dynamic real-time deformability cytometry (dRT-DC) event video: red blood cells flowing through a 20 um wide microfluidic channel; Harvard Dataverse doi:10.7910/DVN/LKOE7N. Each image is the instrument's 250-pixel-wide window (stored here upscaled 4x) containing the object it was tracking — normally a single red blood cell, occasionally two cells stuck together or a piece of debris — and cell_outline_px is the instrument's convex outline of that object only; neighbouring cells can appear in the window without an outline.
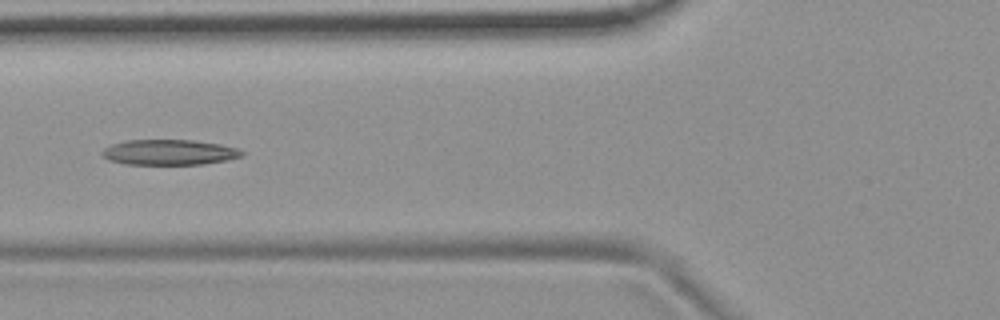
{"species": "common noctule bat (a hibernating species)", "species_latin": "Nyctalus noctula", "temperature_condition": "room temperature", "stored_images_in_passage": 10, "camera_frame_rate_fps": 3000, "um_per_image_px": 0.085, "animal": {"sex": "female", "body_mass_g": 19.9}, "frame": {"image": 1, "passage_image": 5, "time_ms": 5.667, "image_size_px": [1000, 320], "cell_outline_px": [[244, 156], [228, 160], [204, 164], [124, 164], [108, 160], [100, 152], [104, 148], [112, 144], [124, 140], [192, 140], [220, 144], [236, 148], [244, 152]], "centroid_in_image_um": [14.38, 12.94], "position_along_channel_um": 111.4, "area_um2": 20.75}}
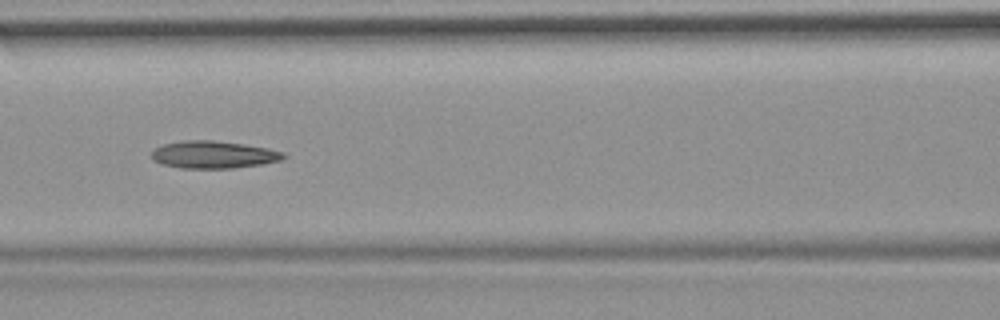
{"frame": {"image": 2, "passage_image": 6, "time_ms": 6.667, "image_size_px": [1000, 320], "cell_outline_px": [[288, 156], [284, 160], [260, 164], [232, 168], [180, 168], [164, 164], [152, 160], [152, 152], [156, 148], [164, 144], [184, 140], [212, 140], [244, 144], [268, 148], [284, 152]], "centroid_in_image_um": [18.19, 13.14], "position_along_channel_um": 148.4, "area_um2": 21.04}}
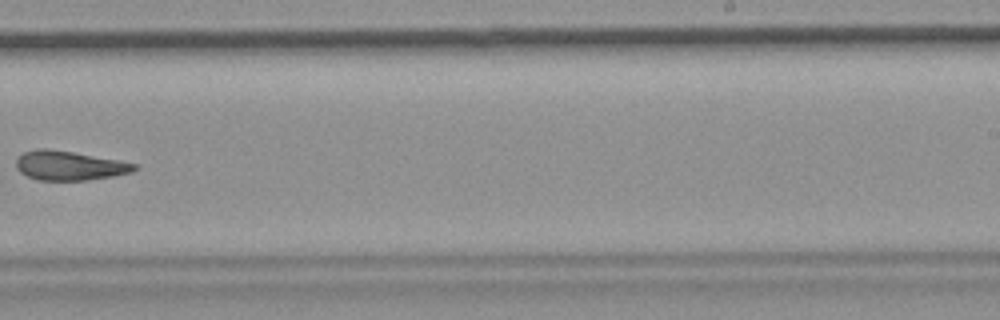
{"frame": {"image": 3, "passage_image": 9, "time_ms": 10.333, "image_size_px": [1000, 320], "cell_outline_px": [[136, 168], [132, 172], [112, 176], [88, 180], [36, 180], [20, 172], [16, 168], [16, 160], [24, 152], [44, 148], [48, 148], [72, 152], [116, 160], [136, 164]], "centroid_in_image_um": [5.86, 14.08], "position_along_channel_um": 283.1, "area_um2": 19.83}}